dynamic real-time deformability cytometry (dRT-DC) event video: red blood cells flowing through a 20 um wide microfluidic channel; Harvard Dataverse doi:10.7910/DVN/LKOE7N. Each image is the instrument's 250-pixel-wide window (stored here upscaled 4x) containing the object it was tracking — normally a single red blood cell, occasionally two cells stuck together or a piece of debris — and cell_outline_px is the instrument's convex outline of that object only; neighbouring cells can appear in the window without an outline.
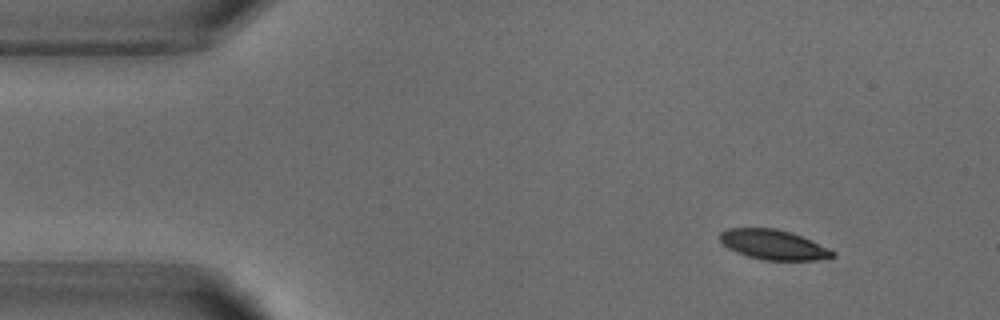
{"species": "common noctule bat (a hibernating species)", "species_latin": "Nyctalus noctula", "temperature_condition": "warm", "stored_images_in_passage": 3, "camera_frame_rate_fps": 3000, "um_per_image_px": 0.085, "animal": {"sex": "male", "body_mass_g": 18.8}, "frame": {"image": 1, "passage_image": 1, "time_ms": 0.0, "image_size_px": [1000, 320], "cell_outline_px": [[836, 256], [816, 260], [760, 260], [736, 252], [728, 248], [720, 240], [720, 232], [728, 228], [776, 228], [792, 232], [828, 248], [836, 252]], "centroid_in_image_um": [65.74, 20.8], "position_along_channel_um": 19.3, "area_um2": 19.59}}